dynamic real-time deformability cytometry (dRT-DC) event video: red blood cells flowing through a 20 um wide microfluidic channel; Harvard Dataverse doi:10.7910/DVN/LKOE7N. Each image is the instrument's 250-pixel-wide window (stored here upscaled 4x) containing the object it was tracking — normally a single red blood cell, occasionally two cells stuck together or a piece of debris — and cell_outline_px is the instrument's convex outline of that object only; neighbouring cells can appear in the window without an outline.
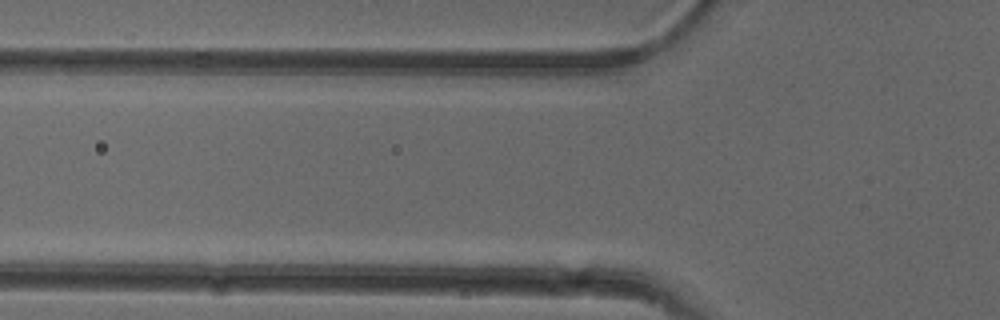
{"species": "common noctule bat (a hibernating species)", "species_latin": "Nyctalus noctula", "temperature_condition": "cold", "stored_images_in_passage": 3, "camera_frame_rate_fps": 3000, "um_per_image_px": 0.085, "animal": {"sex": "female"}, "frame": {"image": 1, "passage_image": 2, "time_ms": 0.333, "image_size_px": [1000, 320], "cell_outline_px": [[636, 280], [616, 280], [484, 276], [472, 268], [480, 264], [508, 264], [620, 268]], "centroid_in_image_um": [46.95, 23.11], "position_along_channel_um": 78.8, "area_um2": 13.47}}